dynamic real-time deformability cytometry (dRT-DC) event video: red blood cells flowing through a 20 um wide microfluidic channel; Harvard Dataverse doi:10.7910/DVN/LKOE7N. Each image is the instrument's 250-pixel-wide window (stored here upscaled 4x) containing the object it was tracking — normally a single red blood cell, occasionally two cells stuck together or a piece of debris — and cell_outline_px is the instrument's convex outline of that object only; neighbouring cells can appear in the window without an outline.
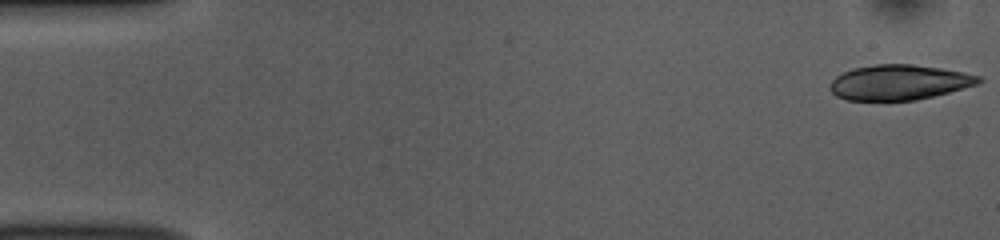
{"species": "common noctule bat (a hibernating species)", "species_latin": "Nyctalus noctula", "temperature_condition": "room temperature", "stored_images_in_passage": 51, "camera_frame_rate_fps": 3000, "um_per_image_px": 0.085, "animal": {"sex": "female", "body_mass_g": 10.0, "forearm_length_mm": 53.1}, "frame": {"image": 1, "passage_image": 1, "time_ms": 0.0, "image_size_px": [1000, 240], "cell_outline_px": [[984, 80], [980, 84], [916, 100], [848, 100], [836, 96], [828, 88], [828, 84], [836, 76], [852, 68], [876, 64], [912, 64], [940, 68], [964, 72], [980, 76]], "centroid_in_image_um": [76.42, 6.99], "position_along_channel_um": 8.6, "area_um2": 30.52}}
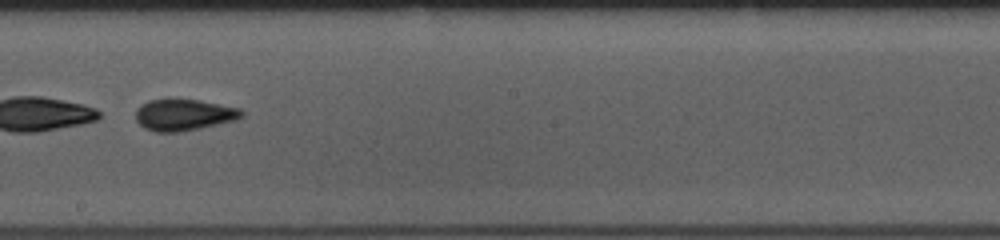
{"frame": {"image": 2, "passage_image": 29, "time_ms": 9.333, "image_size_px": [1000, 240], "cell_outline_px": [[244, 116], [236, 120], [200, 128], [176, 132], [156, 132], [144, 128], [136, 120], [136, 108], [148, 100], [200, 100], [240, 108], [244, 112]], "centroid_in_image_um": [15.64, 9.77], "position_along_channel_um": 232.6, "area_um2": 19.31}}